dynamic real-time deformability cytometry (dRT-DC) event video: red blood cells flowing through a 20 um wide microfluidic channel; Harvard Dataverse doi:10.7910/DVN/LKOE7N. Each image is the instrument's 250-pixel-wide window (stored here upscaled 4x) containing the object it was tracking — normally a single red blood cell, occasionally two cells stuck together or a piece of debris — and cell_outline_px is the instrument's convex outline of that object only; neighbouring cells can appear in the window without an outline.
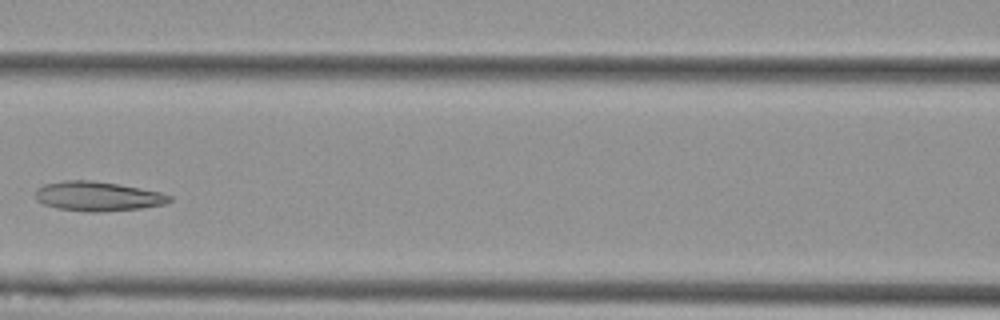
{"species": "Egyptian fruit bat (a non-hibernating species)", "species_latin": "Rousettus aegyptiacus", "temperature_condition": "cold", "stored_images_in_passage": 8, "camera_frame_rate_fps": 3000, "um_per_image_px": 0.085, "animal": {"sex": "female"}, "frame": {"image": 1, "passage_image": 5, "time_ms": 1.333, "image_size_px": [1000, 320], "cell_outline_px": [[172, 200], [164, 204], [140, 208], [100, 212], [84, 212], [56, 208], [44, 204], [36, 200], [36, 188], [44, 184], [64, 180], [92, 180], [140, 188], [160, 192], [172, 196]], "centroid_in_image_um": [8.27, 16.68], "position_along_channel_um": 158.3, "area_um2": 23.06}}
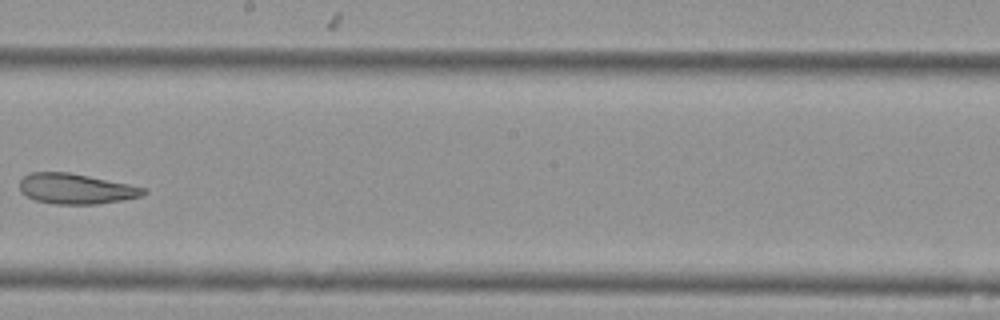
{"frame": {"image": 2, "passage_image": 7, "time_ms": 2.0, "image_size_px": [1000, 320], "cell_outline_px": [[148, 192], [140, 196], [120, 200], [96, 204], [52, 204], [36, 200], [20, 192], [20, 180], [24, 176], [32, 172], [68, 172], [148, 188]], "centroid_in_image_um": [6.44, 16.04], "position_along_channel_um": 241.8, "area_um2": 21.73}}
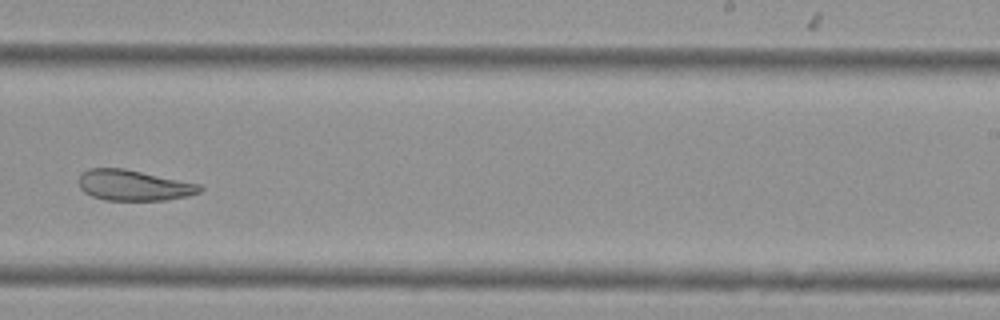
{"frame": {"image": 3, "passage_image": 8, "time_ms": 2.333, "image_size_px": [1000, 320], "cell_outline_px": [[204, 188], [200, 192], [188, 196], [164, 200], [104, 200], [92, 196], [84, 192], [80, 188], [80, 176], [88, 168], [124, 168], [200, 184]], "centroid_in_image_um": [11.38, 15.75], "position_along_channel_um": 277.6, "area_um2": 21.56}}